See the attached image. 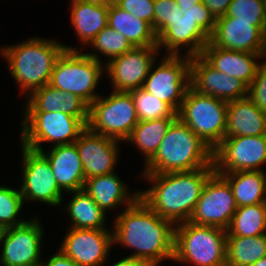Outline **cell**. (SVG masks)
Here are the masks:
<instances>
[{"mask_svg": "<svg viewBox=\"0 0 266 266\" xmlns=\"http://www.w3.org/2000/svg\"><path fill=\"white\" fill-rule=\"evenodd\" d=\"M113 225V244L135 251L128 257L144 259L155 266L164 259H174L175 225L140 198L121 212Z\"/></svg>", "mask_w": 266, "mask_h": 266, "instance_id": "obj_1", "label": "cell"}, {"mask_svg": "<svg viewBox=\"0 0 266 266\" xmlns=\"http://www.w3.org/2000/svg\"><path fill=\"white\" fill-rule=\"evenodd\" d=\"M214 167L163 174H141L153 185L140 191V199L174 225L189 221Z\"/></svg>", "mask_w": 266, "mask_h": 266, "instance_id": "obj_2", "label": "cell"}, {"mask_svg": "<svg viewBox=\"0 0 266 266\" xmlns=\"http://www.w3.org/2000/svg\"><path fill=\"white\" fill-rule=\"evenodd\" d=\"M64 50H78L52 39L32 38L17 45L4 46L2 56L8 61L11 76L26 97L48 85L56 60Z\"/></svg>", "mask_w": 266, "mask_h": 266, "instance_id": "obj_3", "label": "cell"}, {"mask_svg": "<svg viewBox=\"0 0 266 266\" xmlns=\"http://www.w3.org/2000/svg\"><path fill=\"white\" fill-rule=\"evenodd\" d=\"M214 167L213 150L177 118L142 174H163Z\"/></svg>", "mask_w": 266, "mask_h": 266, "instance_id": "obj_4", "label": "cell"}, {"mask_svg": "<svg viewBox=\"0 0 266 266\" xmlns=\"http://www.w3.org/2000/svg\"><path fill=\"white\" fill-rule=\"evenodd\" d=\"M175 226L173 261L194 266H226L227 230L190 221Z\"/></svg>", "mask_w": 266, "mask_h": 266, "instance_id": "obj_5", "label": "cell"}, {"mask_svg": "<svg viewBox=\"0 0 266 266\" xmlns=\"http://www.w3.org/2000/svg\"><path fill=\"white\" fill-rule=\"evenodd\" d=\"M228 102L196 92L186 91L178 118L214 150L225 138Z\"/></svg>", "mask_w": 266, "mask_h": 266, "instance_id": "obj_6", "label": "cell"}, {"mask_svg": "<svg viewBox=\"0 0 266 266\" xmlns=\"http://www.w3.org/2000/svg\"><path fill=\"white\" fill-rule=\"evenodd\" d=\"M22 145L42 151L41 143L53 146L74 143L87 128L89 117H74L59 112H23Z\"/></svg>", "mask_w": 266, "mask_h": 266, "instance_id": "obj_7", "label": "cell"}, {"mask_svg": "<svg viewBox=\"0 0 266 266\" xmlns=\"http://www.w3.org/2000/svg\"><path fill=\"white\" fill-rule=\"evenodd\" d=\"M102 65L98 60L90 58L86 52L64 50L56 60L49 85L76 94L90 105L100 96L94 91L105 73V66Z\"/></svg>", "mask_w": 266, "mask_h": 266, "instance_id": "obj_8", "label": "cell"}, {"mask_svg": "<svg viewBox=\"0 0 266 266\" xmlns=\"http://www.w3.org/2000/svg\"><path fill=\"white\" fill-rule=\"evenodd\" d=\"M138 122L129 92L113 91L105 98L100 95L89 105L87 127L94 133L123 142L130 137Z\"/></svg>", "mask_w": 266, "mask_h": 266, "instance_id": "obj_9", "label": "cell"}, {"mask_svg": "<svg viewBox=\"0 0 266 266\" xmlns=\"http://www.w3.org/2000/svg\"><path fill=\"white\" fill-rule=\"evenodd\" d=\"M150 67L143 89L179 112L186 91L190 87L191 57L187 55H166L154 69Z\"/></svg>", "mask_w": 266, "mask_h": 266, "instance_id": "obj_10", "label": "cell"}, {"mask_svg": "<svg viewBox=\"0 0 266 266\" xmlns=\"http://www.w3.org/2000/svg\"><path fill=\"white\" fill-rule=\"evenodd\" d=\"M266 162V135L225 137L213 150L217 173L263 171Z\"/></svg>", "mask_w": 266, "mask_h": 266, "instance_id": "obj_11", "label": "cell"}, {"mask_svg": "<svg viewBox=\"0 0 266 266\" xmlns=\"http://www.w3.org/2000/svg\"><path fill=\"white\" fill-rule=\"evenodd\" d=\"M236 210L229 182L221 174L214 172L205 183L189 221L227 230Z\"/></svg>", "mask_w": 266, "mask_h": 266, "instance_id": "obj_12", "label": "cell"}, {"mask_svg": "<svg viewBox=\"0 0 266 266\" xmlns=\"http://www.w3.org/2000/svg\"><path fill=\"white\" fill-rule=\"evenodd\" d=\"M23 180L19 188L23 200L53 206L63 202L62 194L47 157L22 145Z\"/></svg>", "mask_w": 266, "mask_h": 266, "instance_id": "obj_13", "label": "cell"}, {"mask_svg": "<svg viewBox=\"0 0 266 266\" xmlns=\"http://www.w3.org/2000/svg\"><path fill=\"white\" fill-rule=\"evenodd\" d=\"M5 229L1 242V266H42L43 227L38 218Z\"/></svg>", "mask_w": 266, "mask_h": 266, "instance_id": "obj_14", "label": "cell"}, {"mask_svg": "<svg viewBox=\"0 0 266 266\" xmlns=\"http://www.w3.org/2000/svg\"><path fill=\"white\" fill-rule=\"evenodd\" d=\"M158 52V46L134 47L105 63L113 91L130 92L143 87Z\"/></svg>", "mask_w": 266, "mask_h": 266, "instance_id": "obj_15", "label": "cell"}, {"mask_svg": "<svg viewBox=\"0 0 266 266\" xmlns=\"http://www.w3.org/2000/svg\"><path fill=\"white\" fill-rule=\"evenodd\" d=\"M60 250L78 266H103L113 246L108 229L69 228Z\"/></svg>", "mask_w": 266, "mask_h": 266, "instance_id": "obj_16", "label": "cell"}, {"mask_svg": "<svg viewBox=\"0 0 266 266\" xmlns=\"http://www.w3.org/2000/svg\"><path fill=\"white\" fill-rule=\"evenodd\" d=\"M209 42L219 48L259 53L266 58V34L258 26H254L253 21L222 16L216 19Z\"/></svg>", "mask_w": 266, "mask_h": 266, "instance_id": "obj_17", "label": "cell"}, {"mask_svg": "<svg viewBox=\"0 0 266 266\" xmlns=\"http://www.w3.org/2000/svg\"><path fill=\"white\" fill-rule=\"evenodd\" d=\"M190 87L226 102L248 97V86L212 67L201 55L191 57Z\"/></svg>", "mask_w": 266, "mask_h": 266, "instance_id": "obj_18", "label": "cell"}, {"mask_svg": "<svg viewBox=\"0 0 266 266\" xmlns=\"http://www.w3.org/2000/svg\"><path fill=\"white\" fill-rule=\"evenodd\" d=\"M82 161L85 179L115 172L119 141L92 132L88 127L74 142Z\"/></svg>", "mask_w": 266, "mask_h": 266, "instance_id": "obj_19", "label": "cell"}, {"mask_svg": "<svg viewBox=\"0 0 266 266\" xmlns=\"http://www.w3.org/2000/svg\"><path fill=\"white\" fill-rule=\"evenodd\" d=\"M156 37L159 50L166 47V55H180L181 46V49L187 47V54L184 55L189 57L201 55L210 39L196 22L185 17H179L172 24H167Z\"/></svg>", "mask_w": 266, "mask_h": 266, "instance_id": "obj_20", "label": "cell"}, {"mask_svg": "<svg viewBox=\"0 0 266 266\" xmlns=\"http://www.w3.org/2000/svg\"><path fill=\"white\" fill-rule=\"evenodd\" d=\"M201 56L216 70L233 78H238L249 86L255 78L260 63L265 58L259 53L240 52L219 48L210 42L206 44Z\"/></svg>", "mask_w": 266, "mask_h": 266, "instance_id": "obj_21", "label": "cell"}, {"mask_svg": "<svg viewBox=\"0 0 266 266\" xmlns=\"http://www.w3.org/2000/svg\"><path fill=\"white\" fill-rule=\"evenodd\" d=\"M41 152L47 157L62 192L84 188L86 179L75 143L53 146L49 152Z\"/></svg>", "mask_w": 266, "mask_h": 266, "instance_id": "obj_22", "label": "cell"}, {"mask_svg": "<svg viewBox=\"0 0 266 266\" xmlns=\"http://www.w3.org/2000/svg\"><path fill=\"white\" fill-rule=\"evenodd\" d=\"M24 112H63L74 117H89V105L78 95L51 85L34 90L27 96Z\"/></svg>", "mask_w": 266, "mask_h": 266, "instance_id": "obj_23", "label": "cell"}, {"mask_svg": "<svg viewBox=\"0 0 266 266\" xmlns=\"http://www.w3.org/2000/svg\"><path fill=\"white\" fill-rule=\"evenodd\" d=\"M115 172L94 176L85 180L83 190L106 213L121 204L130 207L140 198V190L128 195V189Z\"/></svg>", "mask_w": 266, "mask_h": 266, "instance_id": "obj_24", "label": "cell"}, {"mask_svg": "<svg viewBox=\"0 0 266 266\" xmlns=\"http://www.w3.org/2000/svg\"><path fill=\"white\" fill-rule=\"evenodd\" d=\"M71 24L82 44H90L108 25L110 3L106 0H71Z\"/></svg>", "mask_w": 266, "mask_h": 266, "instance_id": "obj_25", "label": "cell"}, {"mask_svg": "<svg viewBox=\"0 0 266 266\" xmlns=\"http://www.w3.org/2000/svg\"><path fill=\"white\" fill-rule=\"evenodd\" d=\"M266 135V113L248 98L228 102L225 137Z\"/></svg>", "mask_w": 266, "mask_h": 266, "instance_id": "obj_26", "label": "cell"}, {"mask_svg": "<svg viewBox=\"0 0 266 266\" xmlns=\"http://www.w3.org/2000/svg\"><path fill=\"white\" fill-rule=\"evenodd\" d=\"M108 26L123 34L134 47L157 46L152 26L120 8L115 2L109 5Z\"/></svg>", "mask_w": 266, "mask_h": 266, "instance_id": "obj_27", "label": "cell"}, {"mask_svg": "<svg viewBox=\"0 0 266 266\" xmlns=\"http://www.w3.org/2000/svg\"><path fill=\"white\" fill-rule=\"evenodd\" d=\"M219 174L229 182L237 207L266 203V173L264 170Z\"/></svg>", "mask_w": 266, "mask_h": 266, "instance_id": "obj_28", "label": "cell"}, {"mask_svg": "<svg viewBox=\"0 0 266 266\" xmlns=\"http://www.w3.org/2000/svg\"><path fill=\"white\" fill-rule=\"evenodd\" d=\"M67 204L66 211L71 219V228L106 229V213L95 203L83 189L74 191Z\"/></svg>", "mask_w": 266, "mask_h": 266, "instance_id": "obj_29", "label": "cell"}, {"mask_svg": "<svg viewBox=\"0 0 266 266\" xmlns=\"http://www.w3.org/2000/svg\"><path fill=\"white\" fill-rule=\"evenodd\" d=\"M177 118H160L150 121H139L133 128L126 142H132L145 156V165L158 151L160 143L169 127Z\"/></svg>", "mask_w": 266, "mask_h": 266, "instance_id": "obj_30", "label": "cell"}, {"mask_svg": "<svg viewBox=\"0 0 266 266\" xmlns=\"http://www.w3.org/2000/svg\"><path fill=\"white\" fill-rule=\"evenodd\" d=\"M266 256V234L227 236L226 266H251Z\"/></svg>", "mask_w": 266, "mask_h": 266, "instance_id": "obj_31", "label": "cell"}, {"mask_svg": "<svg viewBox=\"0 0 266 266\" xmlns=\"http://www.w3.org/2000/svg\"><path fill=\"white\" fill-rule=\"evenodd\" d=\"M266 234V203L237 207L227 236L252 237Z\"/></svg>", "mask_w": 266, "mask_h": 266, "instance_id": "obj_32", "label": "cell"}, {"mask_svg": "<svg viewBox=\"0 0 266 266\" xmlns=\"http://www.w3.org/2000/svg\"><path fill=\"white\" fill-rule=\"evenodd\" d=\"M134 101L139 121H150L160 118H178L177 113L165 102L142 87L129 92Z\"/></svg>", "mask_w": 266, "mask_h": 266, "instance_id": "obj_33", "label": "cell"}, {"mask_svg": "<svg viewBox=\"0 0 266 266\" xmlns=\"http://www.w3.org/2000/svg\"><path fill=\"white\" fill-rule=\"evenodd\" d=\"M93 46L96 53H86L90 58L100 60V56L97 54H103L108 57V61L111 59L123 55L127 51H130L134 46L118 31H115L110 26L104 27L89 44ZM99 51V53H97Z\"/></svg>", "mask_w": 266, "mask_h": 266, "instance_id": "obj_34", "label": "cell"}, {"mask_svg": "<svg viewBox=\"0 0 266 266\" xmlns=\"http://www.w3.org/2000/svg\"><path fill=\"white\" fill-rule=\"evenodd\" d=\"M23 204L19 189L0 185V227L6 229L25 223L27 220L17 219Z\"/></svg>", "mask_w": 266, "mask_h": 266, "instance_id": "obj_35", "label": "cell"}, {"mask_svg": "<svg viewBox=\"0 0 266 266\" xmlns=\"http://www.w3.org/2000/svg\"><path fill=\"white\" fill-rule=\"evenodd\" d=\"M236 20L253 21L266 34V16L263 0H232L226 14Z\"/></svg>", "mask_w": 266, "mask_h": 266, "instance_id": "obj_36", "label": "cell"}, {"mask_svg": "<svg viewBox=\"0 0 266 266\" xmlns=\"http://www.w3.org/2000/svg\"><path fill=\"white\" fill-rule=\"evenodd\" d=\"M175 0H154V32L157 35L167 24H172L183 14Z\"/></svg>", "mask_w": 266, "mask_h": 266, "instance_id": "obj_37", "label": "cell"}, {"mask_svg": "<svg viewBox=\"0 0 266 266\" xmlns=\"http://www.w3.org/2000/svg\"><path fill=\"white\" fill-rule=\"evenodd\" d=\"M179 11L182 17L196 22L209 36L213 33L216 19L202 1L194 6L180 7Z\"/></svg>", "mask_w": 266, "mask_h": 266, "instance_id": "obj_38", "label": "cell"}, {"mask_svg": "<svg viewBox=\"0 0 266 266\" xmlns=\"http://www.w3.org/2000/svg\"><path fill=\"white\" fill-rule=\"evenodd\" d=\"M261 62L257 68L255 78L248 86V98L258 109L266 113V60Z\"/></svg>", "mask_w": 266, "mask_h": 266, "instance_id": "obj_39", "label": "cell"}, {"mask_svg": "<svg viewBox=\"0 0 266 266\" xmlns=\"http://www.w3.org/2000/svg\"><path fill=\"white\" fill-rule=\"evenodd\" d=\"M120 8L148 22L154 31V0H117Z\"/></svg>", "mask_w": 266, "mask_h": 266, "instance_id": "obj_40", "label": "cell"}, {"mask_svg": "<svg viewBox=\"0 0 266 266\" xmlns=\"http://www.w3.org/2000/svg\"><path fill=\"white\" fill-rule=\"evenodd\" d=\"M210 10L211 14L218 19L225 16L228 12L232 0H201Z\"/></svg>", "mask_w": 266, "mask_h": 266, "instance_id": "obj_41", "label": "cell"}, {"mask_svg": "<svg viewBox=\"0 0 266 266\" xmlns=\"http://www.w3.org/2000/svg\"><path fill=\"white\" fill-rule=\"evenodd\" d=\"M42 266H78L67 255H65L60 249L50 256L46 263L42 262Z\"/></svg>", "mask_w": 266, "mask_h": 266, "instance_id": "obj_42", "label": "cell"}, {"mask_svg": "<svg viewBox=\"0 0 266 266\" xmlns=\"http://www.w3.org/2000/svg\"><path fill=\"white\" fill-rule=\"evenodd\" d=\"M111 266H155V265L144 259L132 258L127 256L126 258L117 261Z\"/></svg>", "mask_w": 266, "mask_h": 266, "instance_id": "obj_43", "label": "cell"}, {"mask_svg": "<svg viewBox=\"0 0 266 266\" xmlns=\"http://www.w3.org/2000/svg\"><path fill=\"white\" fill-rule=\"evenodd\" d=\"M179 7L194 6L201 2V0H175Z\"/></svg>", "mask_w": 266, "mask_h": 266, "instance_id": "obj_44", "label": "cell"}, {"mask_svg": "<svg viewBox=\"0 0 266 266\" xmlns=\"http://www.w3.org/2000/svg\"><path fill=\"white\" fill-rule=\"evenodd\" d=\"M251 266H266V256L252 264Z\"/></svg>", "mask_w": 266, "mask_h": 266, "instance_id": "obj_45", "label": "cell"}, {"mask_svg": "<svg viewBox=\"0 0 266 266\" xmlns=\"http://www.w3.org/2000/svg\"><path fill=\"white\" fill-rule=\"evenodd\" d=\"M4 232H5V229L0 227V248H1V242H2V238H3Z\"/></svg>", "mask_w": 266, "mask_h": 266, "instance_id": "obj_46", "label": "cell"}, {"mask_svg": "<svg viewBox=\"0 0 266 266\" xmlns=\"http://www.w3.org/2000/svg\"><path fill=\"white\" fill-rule=\"evenodd\" d=\"M264 6H265V16H266V0H263Z\"/></svg>", "mask_w": 266, "mask_h": 266, "instance_id": "obj_47", "label": "cell"}, {"mask_svg": "<svg viewBox=\"0 0 266 266\" xmlns=\"http://www.w3.org/2000/svg\"><path fill=\"white\" fill-rule=\"evenodd\" d=\"M109 3L116 2L117 0H106Z\"/></svg>", "mask_w": 266, "mask_h": 266, "instance_id": "obj_48", "label": "cell"}]
</instances>
